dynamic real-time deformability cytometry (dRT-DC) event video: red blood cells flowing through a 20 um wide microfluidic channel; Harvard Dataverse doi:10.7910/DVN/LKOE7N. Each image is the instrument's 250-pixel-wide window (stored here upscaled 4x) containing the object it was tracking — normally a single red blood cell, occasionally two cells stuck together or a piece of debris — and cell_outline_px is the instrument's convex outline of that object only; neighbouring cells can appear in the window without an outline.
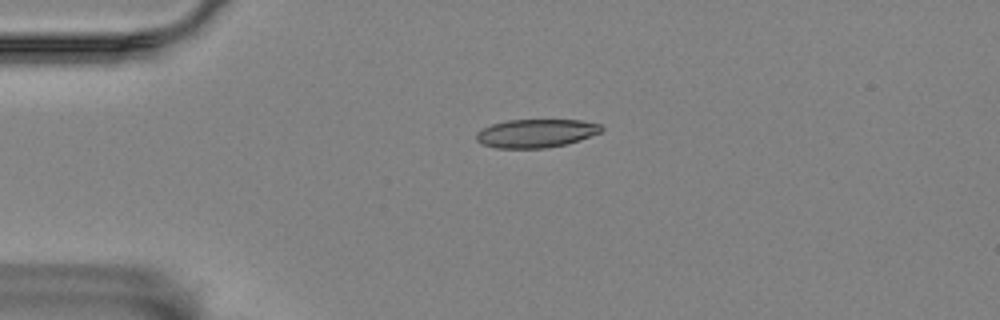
{"species": "Egyptian fruit bat (a non-hibernating species)", "species_latin": "Rousettus aegyptiacus", "temperature_condition": "room temperature", "stored_images_in_passage": 3, "camera_frame_rate_fps": 3000, "um_per_image_px": 0.085, "animal": {"sex": "female"}, "frame": {"image": 1, "passage_image": 2, "time_ms": 1.333, "image_size_px": [1000, 320], "cell_outline_px": [[604, 128], [600, 132], [580, 140], [568, 144], [544, 148], [496, 148], [480, 144], [476, 140], [476, 132], [492, 124], [508, 120], [580, 120], [600, 124]], "centroid_in_image_um": [45.55, 11.33], "position_along_channel_um": 39.5, "area_um2": 20.75}}